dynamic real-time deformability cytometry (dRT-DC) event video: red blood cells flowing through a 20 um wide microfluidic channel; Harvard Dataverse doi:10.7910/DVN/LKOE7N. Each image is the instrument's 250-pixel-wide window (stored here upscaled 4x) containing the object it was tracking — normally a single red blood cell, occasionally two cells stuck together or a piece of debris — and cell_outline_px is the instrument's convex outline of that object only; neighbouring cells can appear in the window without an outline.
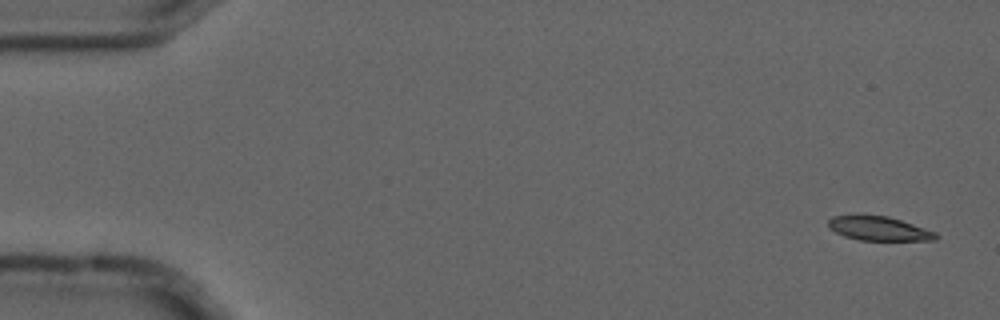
{"species": "common noctule bat (a hibernating species)", "species_latin": "Nyctalus noctula", "temperature_condition": "cold", "stored_images_in_passage": 5, "camera_frame_rate_fps": 3000, "um_per_image_px": 0.085, "animal": {"sex": "male", "forearm_length_mm": 52.5}, "frame": {"image": 1, "passage_image": 1, "time_ms": 0.0, "image_size_px": [1000, 320], "cell_outline_px": [[940, 236], [936, 240], [860, 240], [844, 236], [836, 232], [828, 224], [828, 220], [832, 216], [888, 216], [936, 232]], "centroid_in_image_um": [74.75, 19.44], "position_along_channel_um": 10.3, "area_um2": 14.74}}
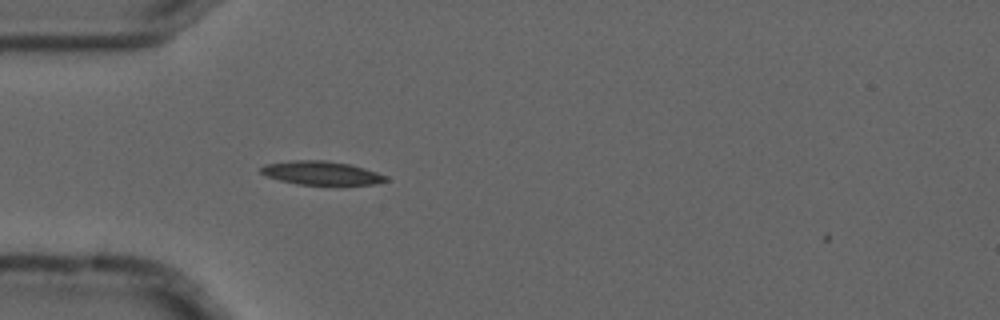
{"frame": {"image": 2, "passage_image": 5, "time_ms": 1.333, "image_size_px": [1000, 320], "cell_outline_px": [[388, 180], [372, 184], [296, 184], [280, 180], [268, 176], [260, 172], [260, 168], [264, 164], [288, 160], [324, 160], [348, 164], [364, 168], [388, 176]], "centroid_in_image_um": [27.27, 14.69], "position_along_channel_um": 57.7, "area_um2": 16.99}}